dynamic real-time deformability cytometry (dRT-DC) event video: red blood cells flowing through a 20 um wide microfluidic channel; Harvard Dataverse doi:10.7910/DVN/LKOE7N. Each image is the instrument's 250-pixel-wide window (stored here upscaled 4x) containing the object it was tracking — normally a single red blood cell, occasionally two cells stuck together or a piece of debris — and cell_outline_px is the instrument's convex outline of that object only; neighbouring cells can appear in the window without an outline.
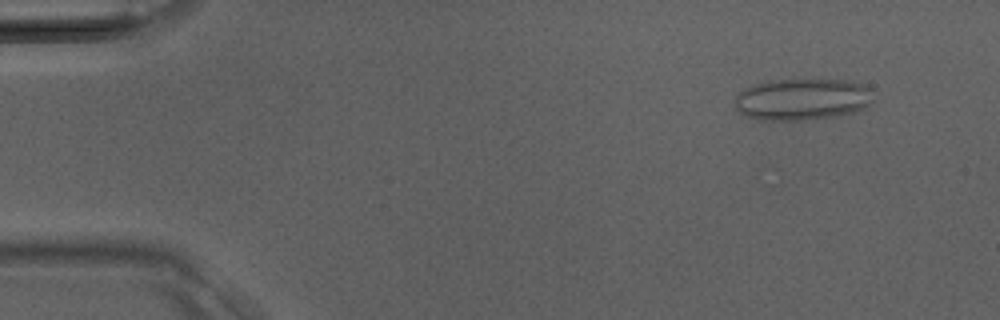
{"species": "Egyptian fruit bat (a non-hibernating species)", "species_latin": "Rousettus aegyptiacus", "temperature_condition": "room temperature", "stored_images_in_passage": 38, "camera_frame_rate_fps": 3000, "um_per_image_px": 0.085, "animal": {"sex": "male"}, "frame": {"image": 1, "passage_image": 3, "time_ms": 0.667, "image_size_px": [1000, 320], "cell_outline_px": [[872, 100], [864, 108], [852, 112], [832, 116], [804, 120], [764, 120], [744, 116], [736, 108], [736, 92], [752, 84], [768, 80], [852, 80], [864, 84], [872, 88]], "centroid_in_image_um": [68.17, 8.42], "position_along_channel_um": 16.8, "area_um2": 33.81}}
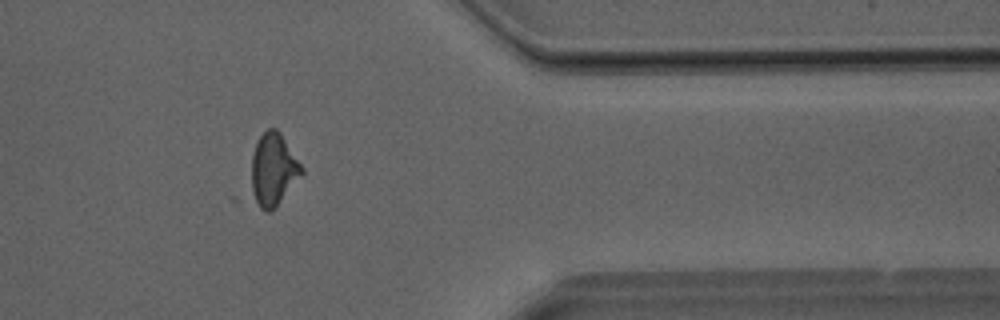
{"frame": {"image": 2, "passage_image": 31, "time_ms": 10.0, "image_size_px": [1000, 320], "cell_outline_px": [[304, 176], [272, 212], [264, 212], [244, 196], [252, 156], [256, 144], [260, 136], [268, 128], [276, 128], [280, 132], [304, 168]], "centroid_in_image_um": [23.14, 14.56], "position_along_channel_um": 388.3, "area_um2": 23.24}}
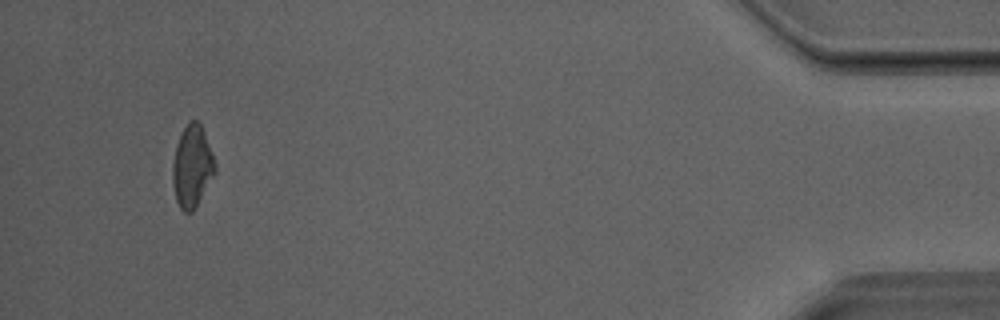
{"frame": {"image": 3, "passage_image": 36, "time_ms": 11.667, "image_size_px": [1000, 320], "cell_outline_px": [[216, 172], [192, 212], [184, 212], [180, 208], [176, 200], [172, 180], [172, 164], [176, 148], [180, 136], [184, 128], [192, 120], [196, 120], [200, 124], [204, 132], [216, 164]], "centroid_in_image_um": [16.33, 14.17], "position_along_channel_um": 418.9, "area_um2": 19.88}}